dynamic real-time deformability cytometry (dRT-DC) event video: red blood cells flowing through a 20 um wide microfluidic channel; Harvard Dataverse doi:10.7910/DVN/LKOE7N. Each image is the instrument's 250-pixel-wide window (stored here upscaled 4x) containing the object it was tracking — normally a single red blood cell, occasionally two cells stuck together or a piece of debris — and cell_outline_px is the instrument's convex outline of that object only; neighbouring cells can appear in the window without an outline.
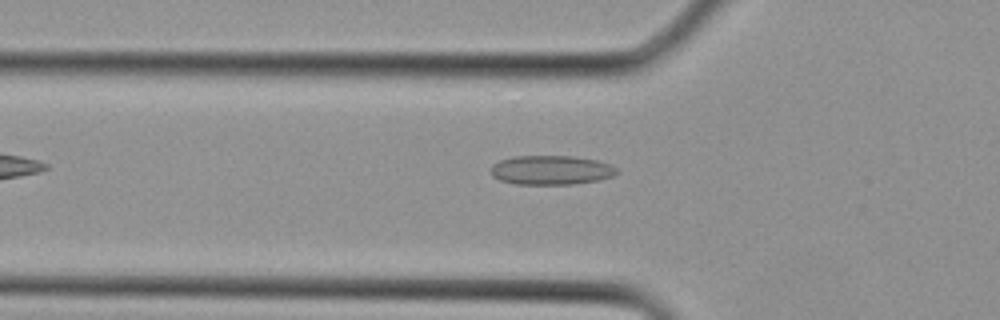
{"species": "Egyptian fruit bat (a non-hibernating species)", "species_latin": "Rousettus aegyptiacus", "temperature_condition": "cold", "stored_images_in_passage": 4, "camera_frame_rate_fps": 3000, "um_per_image_px": 0.085, "animal": {"sex": "female"}, "frame": {"image": 1, "passage_image": 4, "time_ms": 1.0, "image_size_px": [1000, 320], "cell_outline_px": [[620, 172], [612, 176], [596, 180], [572, 184], [516, 184], [500, 180], [492, 176], [492, 164], [500, 160], [512, 156], [572, 156], [596, 160], [612, 164]], "centroid_in_image_um": [46.85, 14.45], "position_along_channel_um": 79.0, "area_um2": 21.44}}